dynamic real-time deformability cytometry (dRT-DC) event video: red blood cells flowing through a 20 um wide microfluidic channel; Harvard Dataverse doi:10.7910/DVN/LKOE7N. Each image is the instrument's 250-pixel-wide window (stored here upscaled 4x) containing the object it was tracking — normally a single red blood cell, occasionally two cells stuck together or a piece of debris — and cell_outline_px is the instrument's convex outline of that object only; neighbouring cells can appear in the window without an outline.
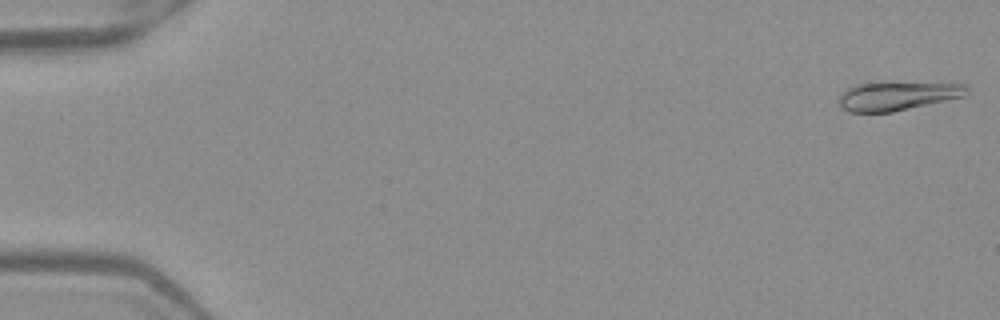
{"species": "Egyptian fruit bat (a non-hibernating species)", "species_latin": "Rousettus aegyptiacus", "temperature_condition": "warm", "stored_images_in_passage": 51, "camera_frame_rate_fps": 3000, "um_per_image_px": 0.085, "frame": {"image": 1, "passage_image": 1, "time_ms": 0.0, "image_size_px": [1000, 320], "cell_outline_px": [[968, 92], [964, 96], [892, 112], [848, 112], [840, 104], [840, 92], [848, 88], [860, 84], [968, 84]], "centroid_in_image_um": [76.27, 8.18], "position_along_channel_um": 8.7, "area_um2": 20.46}}
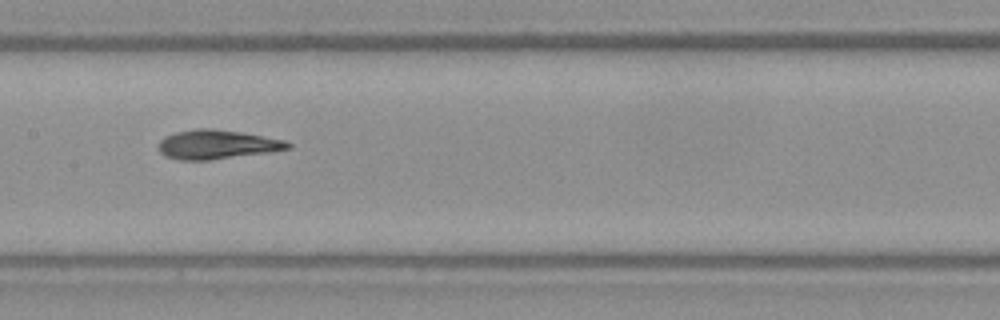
{"frame": {"image": 2, "passage_image": 26, "time_ms": 8.333, "image_size_px": [1000, 320], "cell_outline_px": [[292, 148], [272, 152], [208, 160], [180, 160], [164, 156], [160, 152], [160, 140], [164, 136], [176, 132], [196, 128], [212, 128], [240, 132], [284, 140], [292, 144]], "centroid_in_image_um": [18.45, 12.28], "position_along_channel_um": 188.9, "area_um2": 21.96}}
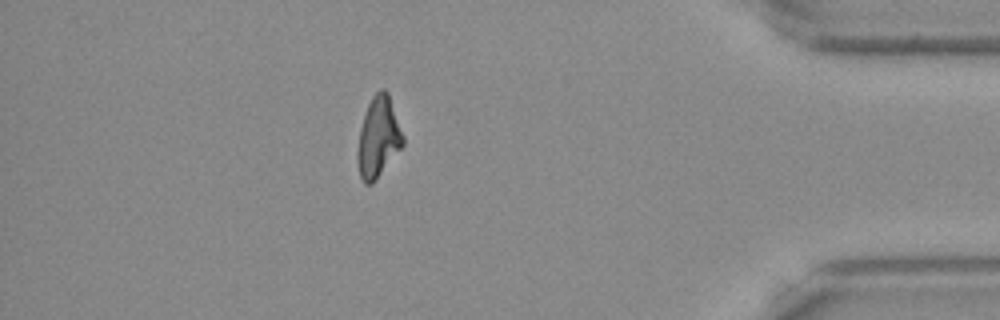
{"frame": {"image": 3, "passage_image": 45, "time_ms": 14.667, "image_size_px": [1000, 320], "cell_outline_px": [[404, 144], [376, 180], [372, 184], [364, 184], [360, 176], [356, 160], [356, 152], [360, 128], [368, 104], [372, 96], [380, 88], [384, 88], [388, 92], [404, 136]], "centroid_in_image_um": [32.15, 11.68], "position_along_channel_um": 403.1, "area_um2": 21.44}, "authors_computed_cell_mechanics": {"area_um2": 21.4438, "velocity_mm_per_s": 3.9978, "shape_relaxation_time_tau1_ms": 3.6665, "shape_relaxation_time_tau2_ms": 2.048, "deformation_change_tau1": 0.1875, "deformation_change_tau2": 0.0895}}